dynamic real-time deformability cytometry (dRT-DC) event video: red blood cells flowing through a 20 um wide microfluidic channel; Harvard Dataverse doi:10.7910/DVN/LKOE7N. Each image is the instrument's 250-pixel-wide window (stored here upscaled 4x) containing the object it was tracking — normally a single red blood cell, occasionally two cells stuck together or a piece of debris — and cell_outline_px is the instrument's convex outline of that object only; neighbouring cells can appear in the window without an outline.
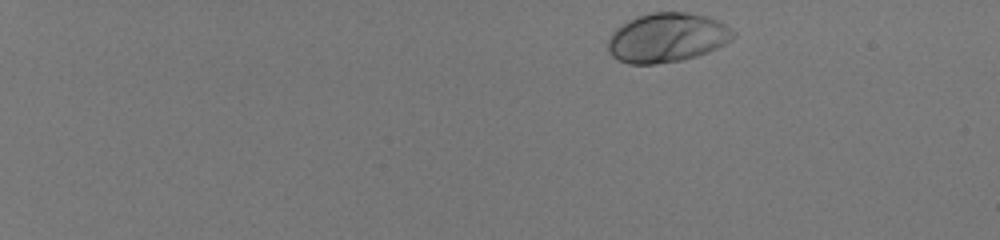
{"species": "human", "species_latin": "Homo sapiens", "temperature_condition": "room temperature", "stored_images_in_passage": 47, "camera_frame_rate_fps": 3000, "um_per_image_px": 0.085, "donor": {"sex": "male"}, "frame": {"image": 1, "passage_image": 1, "time_ms": 0.0, "image_size_px": [1000, 240], "cell_outline_px": [[736, 36], [732, 40], [708, 52], [696, 56], [680, 60], [656, 64], [628, 64], [612, 56], [608, 52], [608, 40], [612, 32], [616, 28], [636, 16], [652, 12], [688, 12], [708, 16], [724, 24], [736, 32]], "centroid_in_image_um": [56.7, 3.19], "position_along_channel_um": 28.3, "area_um2": 36.07}}
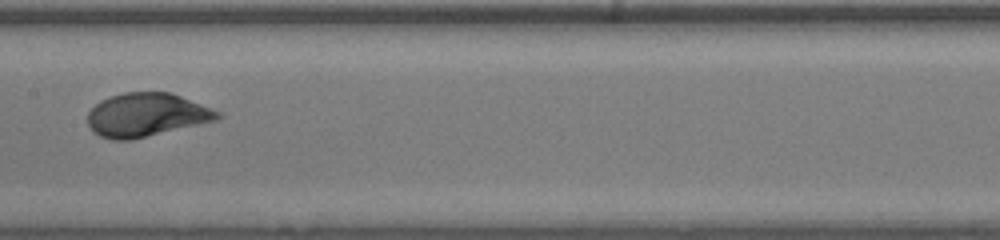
{"frame": {"image": 2, "passage_image": 26, "time_ms": 8.333, "image_size_px": [1000, 240], "cell_outline_px": [[224, 116], [220, 120], [132, 140], [112, 140], [100, 136], [92, 132], [88, 124], [88, 112], [100, 100], [124, 92], [168, 92], [180, 96], [220, 112]], "centroid_in_image_um": [12.46, 9.78], "position_along_channel_um": 194.9, "area_um2": 33.12}}
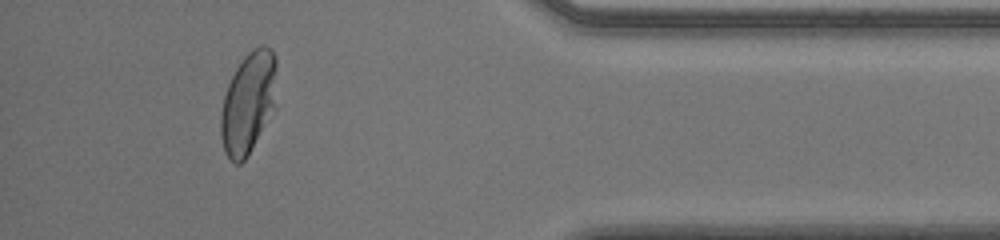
{"frame": {"image": 3, "passage_image": 44, "time_ms": 14.333, "image_size_px": [1000, 240], "cell_outline_px": [[276, 108], [248, 156], [240, 164], [236, 164], [224, 152], [220, 136], [220, 112], [224, 96], [228, 84], [236, 68], [244, 56], [252, 48], [260, 44], [264, 44], [272, 48], [276, 60]], "centroid_in_image_um": [21.12, 8.72], "position_along_channel_um": 414.1, "area_um2": 33.81}, "authors_computed_cell_mechanics": {"area_um2": 32.8882, "velocity_mm_per_s": 4.0309, "shape_relaxation_time_tau1_ms": 2.9386, "shape_relaxation_time_tau2_ms": null, "deformation_change_tau1": 0.1809, "deformation_change_tau2": null}}